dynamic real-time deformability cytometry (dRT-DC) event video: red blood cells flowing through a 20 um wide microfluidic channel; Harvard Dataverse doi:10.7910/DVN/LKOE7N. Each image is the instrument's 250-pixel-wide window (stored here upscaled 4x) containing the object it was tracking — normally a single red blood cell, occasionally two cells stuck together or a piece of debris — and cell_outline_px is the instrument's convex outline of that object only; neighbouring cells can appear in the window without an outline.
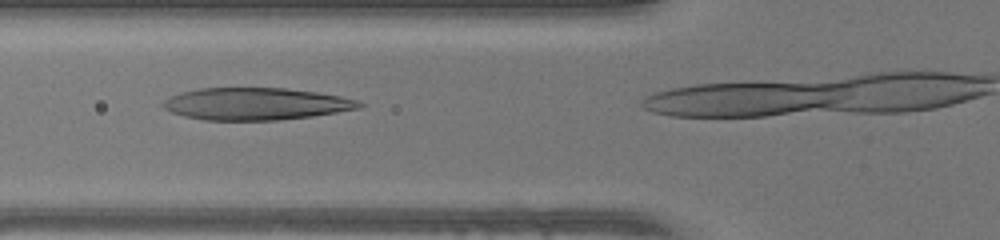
{"species": "human", "species_latin": "Homo sapiens", "temperature_condition": "warm", "stored_images_in_passage": 12, "camera_frame_rate_fps": 3000, "um_per_image_px": 0.085, "donor": {"sex": "female"}, "frame": {"image": 1, "passage_image": 9, "time_ms": 2.667, "image_size_px": [1000, 240], "cell_outline_px": [[364, 104], [360, 108], [312, 116], [280, 120], [204, 120], [184, 116], [172, 112], [164, 108], [160, 104], [168, 96], [180, 92], [200, 88], [288, 88], [316, 92], [340, 96], [360, 100]], "centroid_in_image_um": [21.73, 8.82], "position_along_channel_um": 104.1, "area_um2": 36.93}}